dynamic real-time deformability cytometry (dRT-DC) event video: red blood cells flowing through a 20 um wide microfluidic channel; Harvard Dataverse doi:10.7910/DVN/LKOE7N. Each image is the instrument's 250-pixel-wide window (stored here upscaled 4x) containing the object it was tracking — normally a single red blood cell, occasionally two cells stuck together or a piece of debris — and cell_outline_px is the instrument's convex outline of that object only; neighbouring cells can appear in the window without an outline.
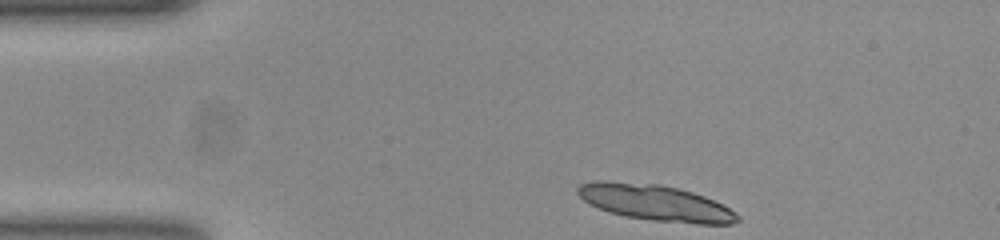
{"species": "common noctule bat (a hibernating species)", "species_latin": "Nyctalus noctula", "temperature_condition": "room temperature", "stored_images_in_passage": 11, "camera_frame_rate_fps": 3000, "um_per_image_px": 0.085, "animal": {"sex": "female", "body_mass_g": 23.0, "forearm_length_mm": 53.4}, "frame": {"image": 1, "passage_image": 1, "time_ms": 0.0, "image_size_px": [1000, 240], "cell_outline_px": [[740, 220], [732, 224], [696, 224], [652, 220], [624, 216], [608, 212], [588, 204], [576, 192], [576, 188], [580, 184], [656, 184], [676, 188], [692, 192], [704, 196], [728, 208], [740, 216]], "centroid_in_image_um": [55.8, 17.3], "position_along_channel_um": 29.2, "area_um2": 32.25}}